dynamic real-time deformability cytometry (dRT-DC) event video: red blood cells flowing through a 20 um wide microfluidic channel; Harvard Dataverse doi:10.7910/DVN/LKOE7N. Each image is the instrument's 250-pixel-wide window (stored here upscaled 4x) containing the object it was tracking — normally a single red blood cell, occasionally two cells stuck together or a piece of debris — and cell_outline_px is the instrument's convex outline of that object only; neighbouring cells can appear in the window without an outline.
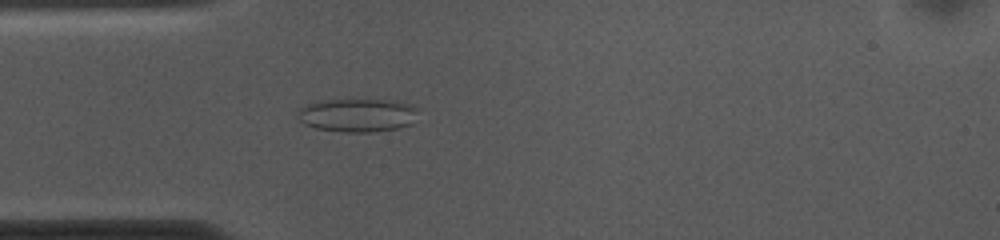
{"species": "common noctule bat (a hibernating species)", "species_latin": "Nyctalus noctula", "temperature_condition": "cold", "stored_images_in_passage": 53, "camera_frame_rate_fps": 3000, "um_per_image_px": 0.085, "animal": {"sex": "female", "body_mass_g": 10.0, "forearm_length_mm": 53.1}, "frame": {"image": 1, "passage_image": 14, "time_ms": 4.333, "image_size_px": [1000, 240], "cell_outline_px": [[416, 108], [412, 124], [396, 128], [372, 132], [344, 132], [316, 128], [304, 124], [296, 116], [296, 112], [300, 108], [308, 104], [344, 96], [400, 100], [412, 104]], "centroid_in_image_um": [30.37, 9.72], "position_along_channel_um": 54.6, "area_um2": 24.45}}
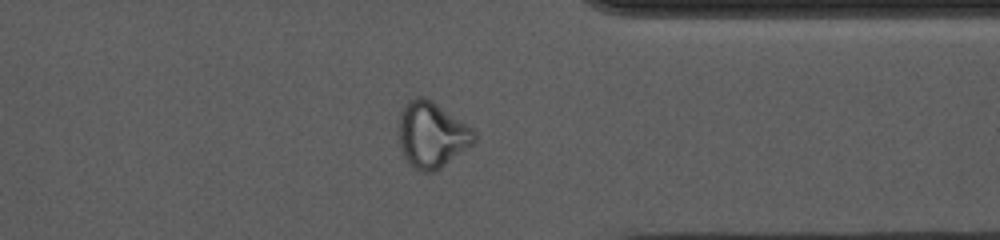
{"frame": {"image": 2, "passage_image": 41, "time_ms": 13.333, "image_size_px": [1000, 240], "cell_outline_px": [[476, 140], [472, 144], [440, 168], [432, 172], [420, 172], [404, 160], [400, 148], [396, 124], [400, 108], [412, 96], [424, 96], [432, 100], [472, 128], [476, 132]], "centroid_in_image_um": [36.62, 11.42], "position_along_channel_um": 374.8, "area_um2": 29.59}}
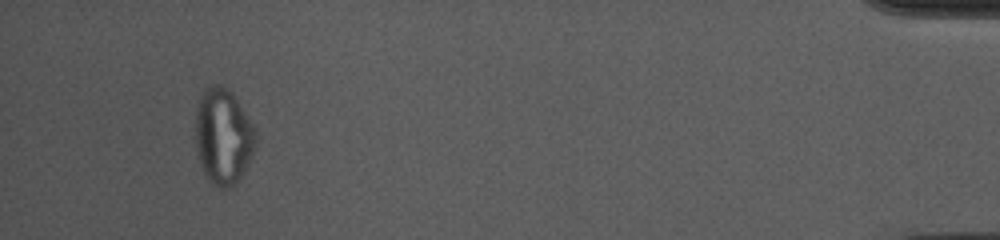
{"frame": {"image": 3, "passage_image": 50, "time_ms": 16.333, "image_size_px": [1000, 240], "cell_outline_px": [[256, 148], [240, 180], [228, 188], [224, 188], [208, 180], [200, 164], [196, 144], [196, 108], [200, 96], [204, 88], [212, 84], [220, 84], [228, 88], [232, 92], [256, 128]], "centroid_in_image_um": [18.99, 11.56], "position_along_channel_um": 416.2, "area_um2": 33.93}, "authors_computed_cell_mechanics": {"area_um2": 27.455, "velocity_mm_per_s": 3.6682, "shape_relaxation_time_tau1_ms": null, "shape_relaxation_time_tau2_ms": 1.3435, "deformation_change_tau1": null, "deformation_change_tau2": 0.0715}}